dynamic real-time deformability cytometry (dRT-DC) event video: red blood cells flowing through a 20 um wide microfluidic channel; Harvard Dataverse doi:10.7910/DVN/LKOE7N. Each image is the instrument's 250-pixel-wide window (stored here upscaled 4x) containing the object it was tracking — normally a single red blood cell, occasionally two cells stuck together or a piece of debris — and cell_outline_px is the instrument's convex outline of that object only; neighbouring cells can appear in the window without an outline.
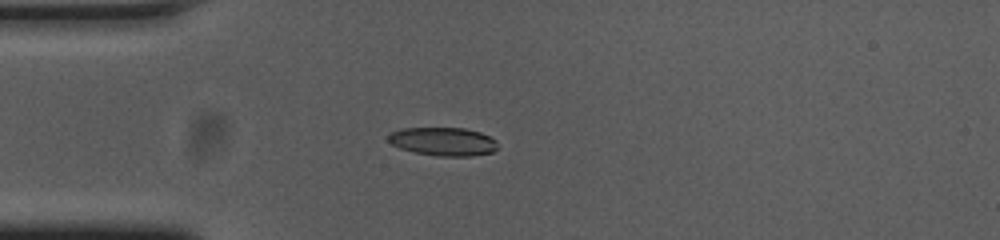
{"species": "common noctule bat (a hibernating species)", "species_latin": "Nyctalus noctula", "temperature_condition": "cold", "stored_images_in_passage": 41, "camera_frame_rate_fps": 3000, "um_per_image_px": 0.085, "animal": {"sex": "female", "body_mass_g": 23.0, "forearm_length_mm": 53.4}, "frame": {"image": 1, "passage_image": 1, "time_ms": 0.0, "image_size_px": [1000, 240], "cell_outline_px": [[496, 148], [492, 152], [472, 156], [436, 156], [416, 152], [400, 148], [392, 144], [388, 140], [388, 136], [392, 132], [400, 128], [464, 128], [480, 132], [496, 140]], "centroid_in_image_um": [37.66, 12.02], "position_along_channel_um": 47.3, "area_um2": 17.98}}
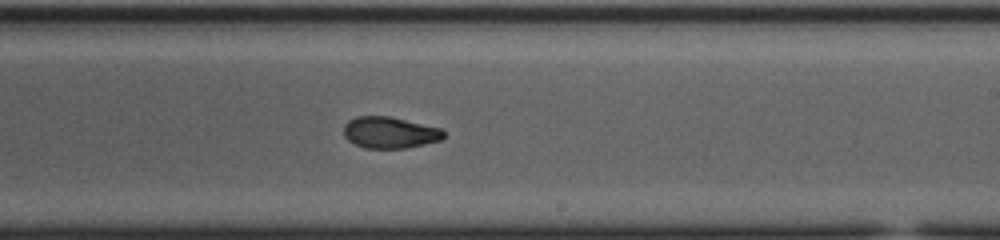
{"frame": {"image": 2, "passage_image": 19, "time_ms": 6.0, "image_size_px": [1000, 240], "cell_outline_px": [[444, 136], [440, 140], [424, 144], [404, 148], [364, 148], [348, 140], [344, 136], [344, 124], [348, 120], [356, 116], [388, 116], [440, 128], [444, 132]], "centroid_in_image_um": [33.09, 11.26], "position_along_channel_um": 255.9, "area_um2": 18.15}}
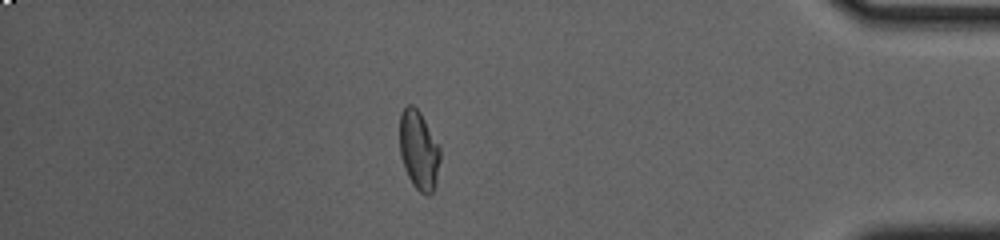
{"frame": {"image": 3, "passage_image": 34, "time_ms": 11.0, "image_size_px": [1000, 240], "cell_outline_px": [[440, 160], [436, 180], [432, 192], [428, 196], [424, 196], [412, 184], [408, 176], [400, 156], [400, 112], [408, 104], [412, 104], [420, 112], [440, 148]], "centroid_in_image_um": [35.59, 12.78], "position_along_channel_um": 399.6, "area_um2": 18.55}, "authors_computed_cell_mechanics": {"area_um2": 18.785, "velocity_mm_per_s": 3.6942, "shape_relaxation_time_tau1_ms": 3.4727, "shape_relaxation_time_tau2_ms": 2.0462, "deformation_change_tau1": 0.1499, "deformation_change_tau2": 0.0757}}